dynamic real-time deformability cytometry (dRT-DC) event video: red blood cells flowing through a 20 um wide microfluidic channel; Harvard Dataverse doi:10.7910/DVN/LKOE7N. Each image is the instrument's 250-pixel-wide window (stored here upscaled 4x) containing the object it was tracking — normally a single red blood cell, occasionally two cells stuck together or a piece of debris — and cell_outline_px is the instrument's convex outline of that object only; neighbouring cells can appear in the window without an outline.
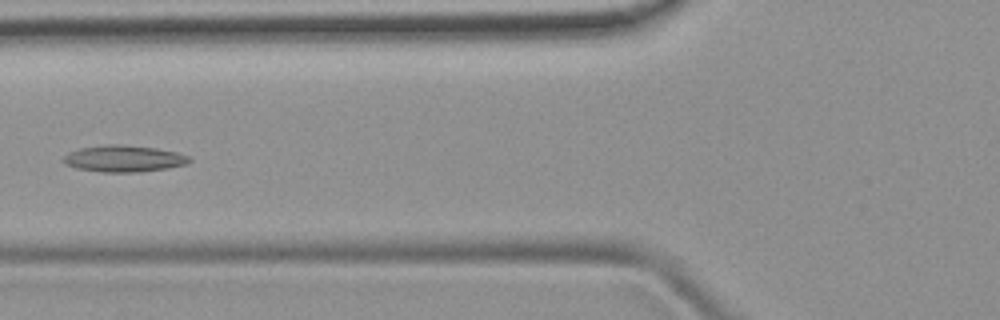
{"species": "common noctule bat (a hibernating species)", "species_latin": "Nyctalus noctula", "temperature_condition": "room temperature", "stored_images_in_passage": 5, "camera_frame_rate_fps": 3000, "um_per_image_px": 0.085, "animal": {"sex": "female", "body_mass_g": 19.9}, "frame": {"image": 1, "passage_image": 4, "time_ms": 4.333, "image_size_px": [1000, 320], "cell_outline_px": [[192, 160], [184, 164], [168, 168], [140, 172], [100, 172], [76, 168], [64, 164], [60, 160], [68, 152], [80, 148], [104, 144], [120, 144], [156, 148], [176, 152], [188, 156]], "centroid_in_image_um": [10.46, 13.48], "position_along_channel_um": 115.3, "area_um2": 19.65}}
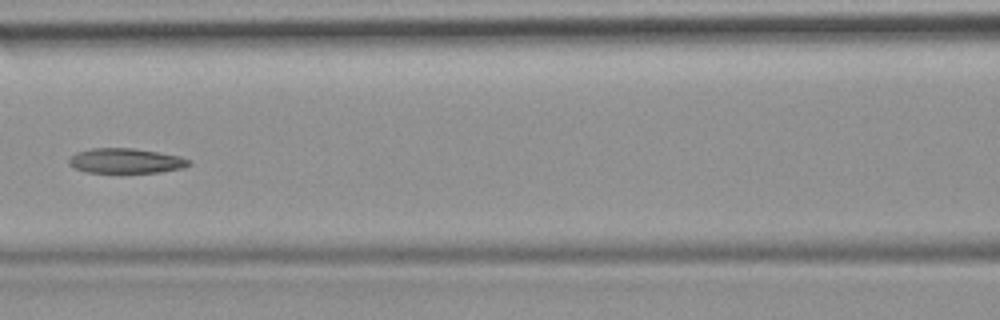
{"frame": {"image": 2, "passage_image": 5, "time_ms": 5.333, "image_size_px": [1000, 320], "cell_outline_px": [[192, 164], [184, 168], [160, 172], [84, 172], [68, 164], [68, 160], [76, 152], [92, 148], [132, 148], [180, 156], [192, 160]], "centroid_in_image_um": [10.72, 13.67], "position_along_channel_um": 155.9, "area_um2": 17.4}}